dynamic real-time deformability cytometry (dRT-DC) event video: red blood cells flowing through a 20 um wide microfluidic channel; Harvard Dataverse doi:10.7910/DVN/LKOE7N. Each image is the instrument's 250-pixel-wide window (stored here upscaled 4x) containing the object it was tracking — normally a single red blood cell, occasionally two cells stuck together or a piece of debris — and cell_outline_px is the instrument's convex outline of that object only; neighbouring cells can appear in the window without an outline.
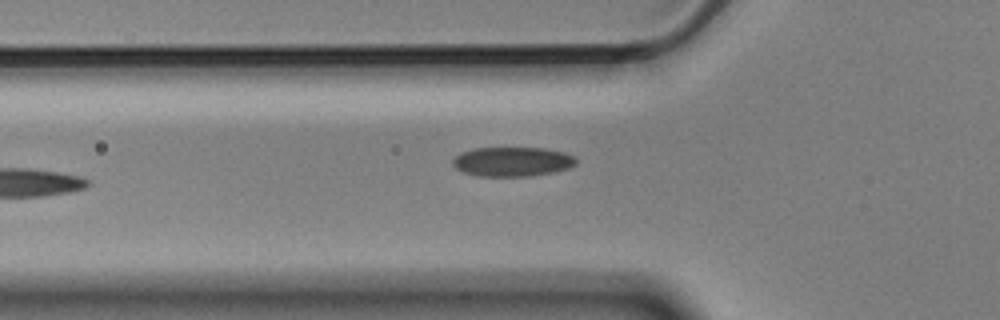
{"species": "Egyptian fruit bat (a non-hibernating species)", "species_latin": "Rousettus aegyptiacus", "temperature_condition": "cold", "stored_images_in_passage": 6, "camera_frame_rate_fps": 3000, "um_per_image_px": 0.085, "animal": {"sex": "male"}, "frame": {"image": 1, "passage_image": 6, "time_ms": 1.667, "image_size_px": [1000, 320], "cell_outline_px": [[576, 164], [568, 168], [552, 172], [528, 176], [480, 176], [464, 172], [456, 168], [452, 164], [452, 160], [460, 152], [476, 148], [544, 148], [564, 152], [576, 156]], "centroid_in_image_um": [43.55, 13.73], "position_along_channel_um": 82.2, "area_um2": 21.1}}